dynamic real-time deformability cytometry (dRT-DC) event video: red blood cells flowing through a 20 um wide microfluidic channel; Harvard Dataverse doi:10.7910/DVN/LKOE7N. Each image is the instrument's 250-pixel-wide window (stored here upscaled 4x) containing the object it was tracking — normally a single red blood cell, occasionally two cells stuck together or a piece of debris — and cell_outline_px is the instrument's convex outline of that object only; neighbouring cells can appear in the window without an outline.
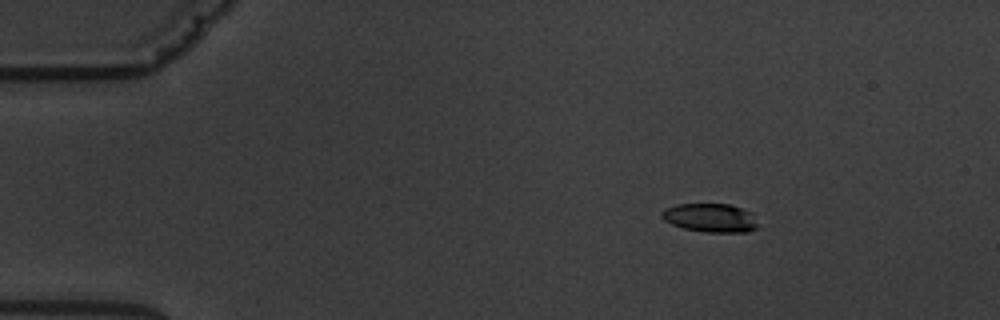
{"species": "common noctule bat (a hibernating species)", "species_latin": "Nyctalus noctula", "temperature_condition": "warm", "stored_images_in_passage": 6, "camera_frame_rate_fps": 3000, "um_per_image_px": 0.085, "animal": {"sex": "male", "body_mass_g": 19.5, "forearm_length_mm": 54.6}, "frame": {"image": 1, "passage_image": 3, "time_ms": 2.333, "image_size_px": [1000, 320], "cell_outline_px": [[756, 228], [748, 232], [704, 232], [684, 228], [672, 224], [664, 220], [660, 216], [660, 212], [664, 208], [676, 204], [728, 204], [752, 212], [756, 224]], "centroid_in_image_um": [60.33, 18.51], "position_along_channel_um": 24.7, "area_um2": 16.07}}
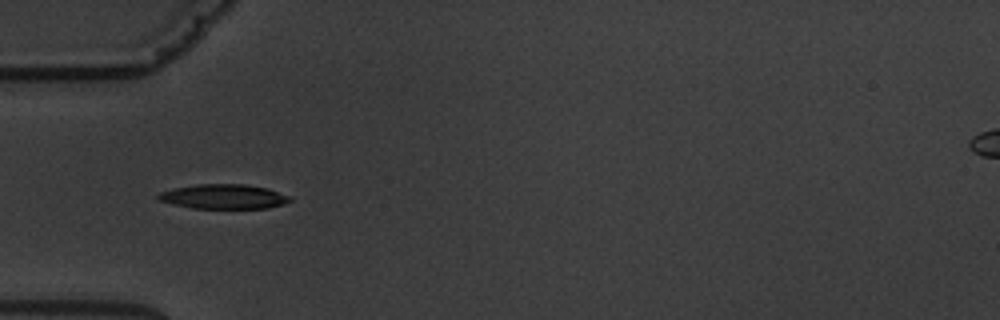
{"frame": {"image": 2, "passage_image": 6, "time_ms": 5.667, "image_size_px": [1000, 320], "cell_outline_px": [[292, 200], [284, 204], [268, 208], [192, 208], [172, 204], [160, 200], [156, 196], [160, 192], [176, 188], [200, 184], [244, 184], [268, 188], [288, 196]], "centroid_in_image_um": [19.02, 16.71], "position_along_channel_um": 66.0, "area_um2": 18.67}}